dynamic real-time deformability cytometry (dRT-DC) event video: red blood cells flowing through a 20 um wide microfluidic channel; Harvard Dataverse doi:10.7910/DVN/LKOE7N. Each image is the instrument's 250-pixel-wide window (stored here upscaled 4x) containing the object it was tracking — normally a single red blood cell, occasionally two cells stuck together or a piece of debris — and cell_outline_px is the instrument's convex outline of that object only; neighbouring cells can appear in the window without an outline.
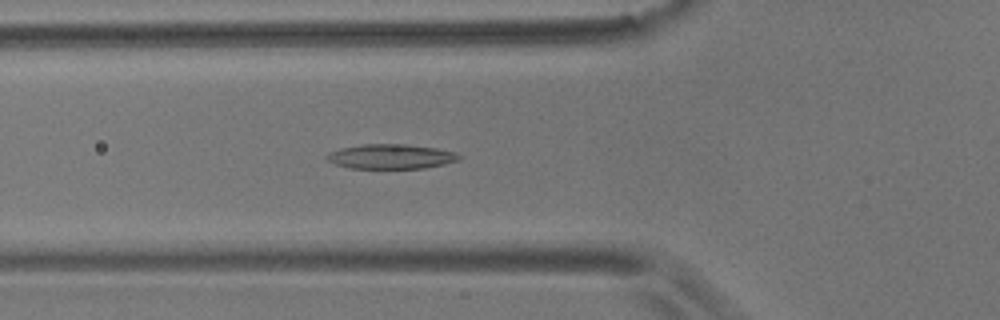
{"species": "common noctule bat (a hibernating species)", "species_latin": "Nyctalus noctula", "temperature_condition": "room temperature", "stored_images_in_passage": 55, "camera_frame_rate_fps": 3000, "um_per_image_px": 0.085, "animal": {"sex": "male", "body_mass_g": 17.9}, "frame": {"image": 1, "passage_image": 19, "time_ms": 6.0, "image_size_px": [1000, 320], "cell_outline_px": [[460, 160], [444, 164], [424, 168], [348, 168], [336, 164], [328, 160], [324, 156], [328, 152], [340, 148], [360, 144], [404, 144], [436, 148], [456, 152], [460, 156]], "centroid_in_image_um": [33.2, 13.3], "position_along_channel_um": 92.6, "area_um2": 19.07}}
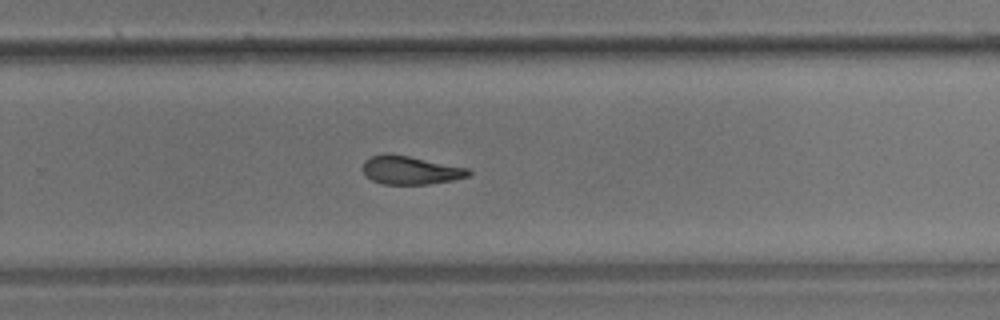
{"frame": {"image": 2, "passage_image": 36, "time_ms": 11.667, "image_size_px": [1000, 320], "cell_outline_px": [[472, 172], [468, 176], [452, 180], [428, 184], [384, 184], [372, 180], [364, 176], [360, 168], [364, 160], [372, 156], [384, 152], [392, 152], [468, 168]], "centroid_in_image_um": [34.81, 14.44], "position_along_channel_um": 295.0, "area_um2": 17.92}}
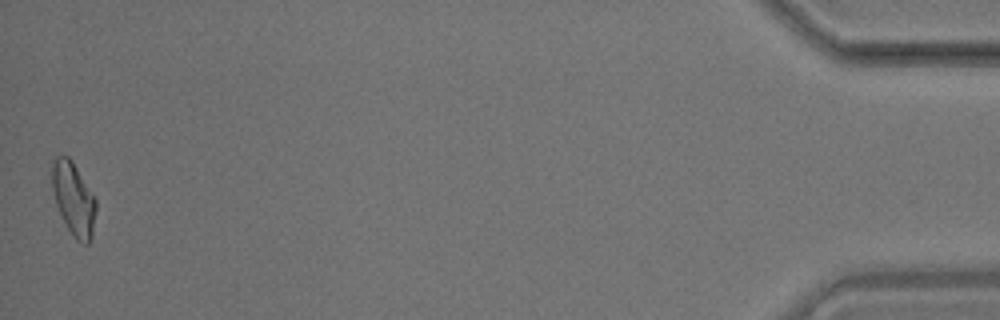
{"frame": {"image": 3, "passage_image": 55, "time_ms": 18.0, "image_size_px": [1000, 320], "cell_outline_px": [[96, 212], [92, 236], [88, 244], [84, 244], [76, 240], [72, 236], [56, 204], [52, 188], [52, 164], [56, 156], [68, 156], [72, 160], [96, 200]], "centroid_in_image_um": [6.26, 16.92], "position_along_channel_um": 428.9, "area_um2": 18.5}, "authors_computed_cell_mechanics": {"area_um2": 18.3804, "velocity_mm_per_s": 3.5679, "shape_relaxation_time_tau1_ms": null, "shape_relaxation_time_tau2_ms": 5.6478, "deformation_change_tau1": null, "deformation_change_tau2": 0.1463}}